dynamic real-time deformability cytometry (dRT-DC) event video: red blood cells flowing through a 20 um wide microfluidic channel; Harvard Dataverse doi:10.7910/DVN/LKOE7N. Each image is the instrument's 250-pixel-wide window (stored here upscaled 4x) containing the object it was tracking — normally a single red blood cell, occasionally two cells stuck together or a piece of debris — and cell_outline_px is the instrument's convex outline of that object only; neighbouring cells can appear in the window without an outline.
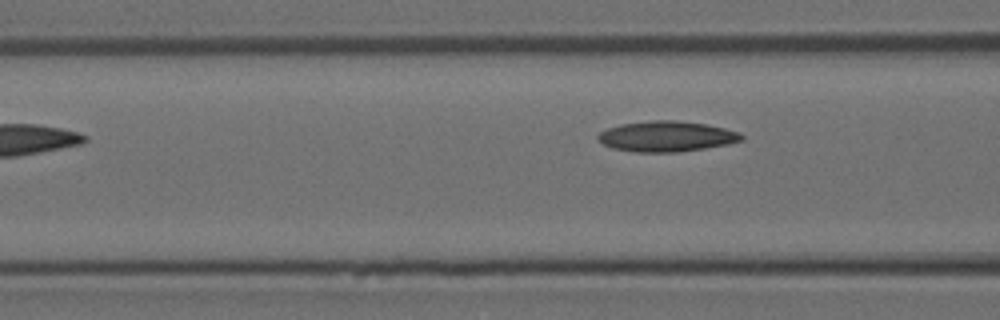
{"species": "Egyptian fruit bat (a non-hibernating species)", "species_latin": "Rousettus aegyptiacus", "temperature_condition": "room temperature", "stored_images_in_passage": 4, "camera_frame_rate_fps": 3000, "um_per_image_px": 0.085, "animal": {"sex": "female"}, "frame": {"image": 1, "passage_image": 4, "time_ms": 4.333, "image_size_px": [1000, 320], "cell_outline_px": [[744, 140], [728, 144], [680, 152], [636, 152], [612, 148], [604, 144], [596, 136], [600, 132], [608, 128], [620, 124], [652, 120], [676, 120], [704, 124], [724, 128], [740, 132], [744, 136]], "centroid_in_image_um": [56.67, 11.59], "position_along_channel_um": 109.9, "area_um2": 25.49}}